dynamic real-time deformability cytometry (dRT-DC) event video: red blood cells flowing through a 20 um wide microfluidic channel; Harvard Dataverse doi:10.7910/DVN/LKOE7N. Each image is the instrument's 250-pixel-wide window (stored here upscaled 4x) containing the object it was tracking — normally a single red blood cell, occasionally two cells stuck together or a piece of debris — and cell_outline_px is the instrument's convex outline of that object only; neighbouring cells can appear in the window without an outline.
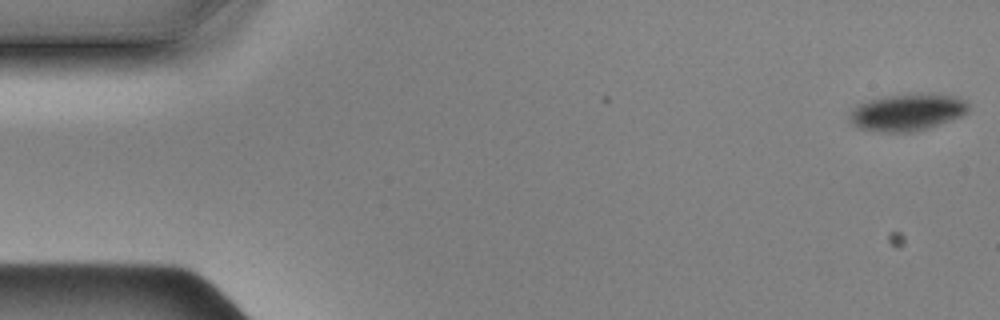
{"species": "Egyptian fruit bat (a non-hibernating species)", "species_latin": "Rousettus aegyptiacus", "temperature_condition": "cold", "stored_images_in_passage": 58, "camera_frame_rate_fps": 3000, "um_per_image_px": 0.085, "animal": {"sex": "male"}, "frame": {"image": 1, "passage_image": 1, "time_ms": 0.0, "image_size_px": [1000, 320], "cell_outline_px": [[968, 112], [952, 120], [928, 128], [912, 132], [884, 132], [856, 128], [852, 124], [848, 116], [848, 112], [856, 104], [868, 100], [884, 96], [924, 92], [956, 96], [968, 100]], "centroid_in_image_um": [77.1, 9.52], "position_along_channel_um": 7.9, "area_um2": 26.24}}
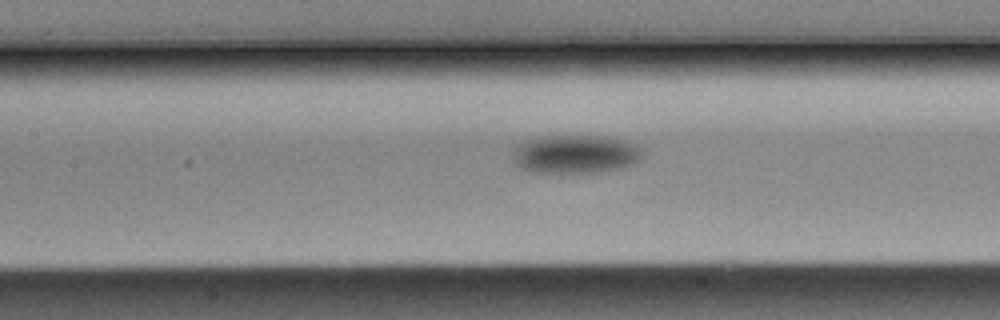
{"frame": {"image": 2, "passage_image": 25, "time_ms": 8.0, "image_size_px": [1000, 320], "cell_outline_px": [[644, 156], [632, 164], [624, 168], [600, 172], [528, 172], [516, 168], [512, 160], [512, 148], [520, 140], [532, 136], [564, 132], [580, 132], [616, 136], [628, 140], [636, 144], [640, 148]], "centroid_in_image_um": [48.83, 13.0], "position_along_channel_um": 158.6, "area_um2": 31.73}}
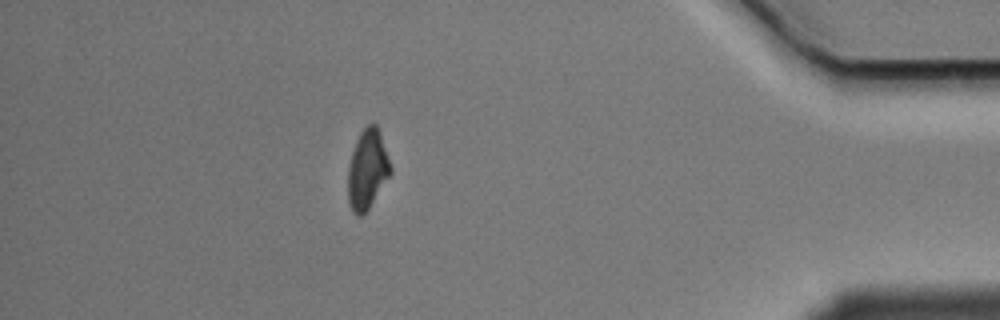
{"frame": {"image": 3, "passage_image": 50, "time_ms": 16.333, "image_size_px": [1000, 320], "cell_outline_px": [[392, 172], [368, 208], [360, 216], [356, 216], [352, 212], [348, 204], [348, 168], [352, 152], [356, 140], [360, 132], [368, 124], [376, 124], [380, 132], [392, 168]], "centroid_in_image_um": [31.22, 14.4], "position_along_channel_um": 404.0, "area_um2": 19.59}, "authors_computed_cell_mechanics": {"area_um2": 26.1256, "velocity_mm_per_s": 3.5115, "shape_relaxation_time_tau1_ms": 0.9554, "shape_relaxation_time_tau2_ms": null, "deformation_change_tau1": 0.0503, "deformation_change_tau2": null}}